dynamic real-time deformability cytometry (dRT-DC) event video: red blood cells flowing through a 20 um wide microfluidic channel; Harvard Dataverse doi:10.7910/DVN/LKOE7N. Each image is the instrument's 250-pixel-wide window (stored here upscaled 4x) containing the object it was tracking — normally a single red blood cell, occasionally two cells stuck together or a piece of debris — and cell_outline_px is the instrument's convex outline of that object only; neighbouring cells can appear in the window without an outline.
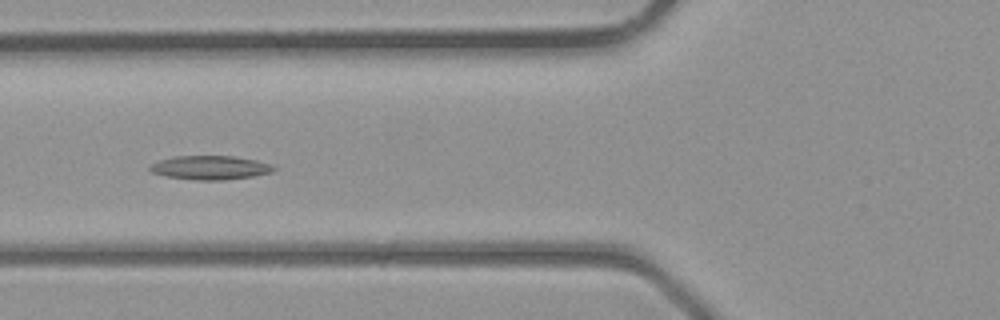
{"species": "common noctule bat (a hibernating species)", "species_latin": "Nyctalus noctula", "temperature_condition": "room temperature", "stored_images_in_passage": 39, "camera_frame_rate_fps": 3000, "um_per_image_px": 0.085, "animal": {"sex": "male", "body_mass_g": 23.1, "forearm_length_mm": 52.7}, "frame": {"image": 1, "passage_image": 15, "time_ms": 4.667, "image_size_px": [1000, 320], "cell_outline_px": [[276, 168], [272, 172], [252, 176], [224, 180], [196, 180], [168, 176], [152, 172], [148, 168], [148, 164], [172, 156], [232, 156], [256, 160], [272, 164]], "centroid_in_image_um": [17.85, 14.24], "position_along_channel_um": 107.9, "area_um2": 17.22}}
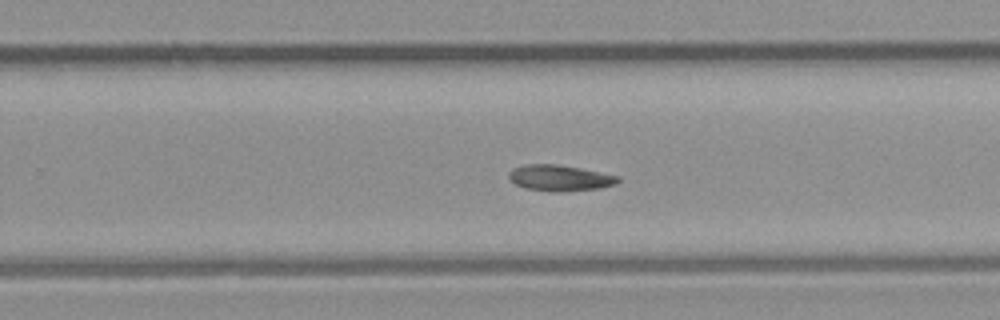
{"frame": {"image": 2, "passage_image": 25, "time_ms": 8.0, "image_size_px": [1000, 320], "cell_outline_px": [[620, 180], [616, 184], [600, 188], [556, 192], [552, 192], [524, 188], [516, 184], [508, 176], [508, 172], [512, 168], [524, 164], [556, 164], [580, 168], [620, 176]], "centroid_in_image_um": [47.57, 15.12], "position_along_channel_um": 282.2, "area_um2": 16.59}}
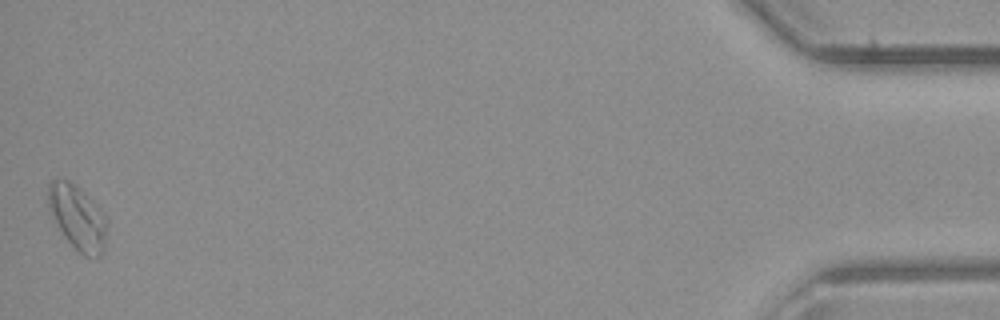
{"frame": {"image": 3, "passage_image": 39, "time_ms": 12.667, "image_size_px": [1000, 320], "cell_outline_px": [[108, 220], [104, 248], [100, 256], [84, 256], [64, 236], [48, 204], [48, 184], [56, 176], [68, 180]], "centroid_in_image_um": [6.58, 18.5], "position_along_channel_um": 428.6, "area_um2": 20.98}}